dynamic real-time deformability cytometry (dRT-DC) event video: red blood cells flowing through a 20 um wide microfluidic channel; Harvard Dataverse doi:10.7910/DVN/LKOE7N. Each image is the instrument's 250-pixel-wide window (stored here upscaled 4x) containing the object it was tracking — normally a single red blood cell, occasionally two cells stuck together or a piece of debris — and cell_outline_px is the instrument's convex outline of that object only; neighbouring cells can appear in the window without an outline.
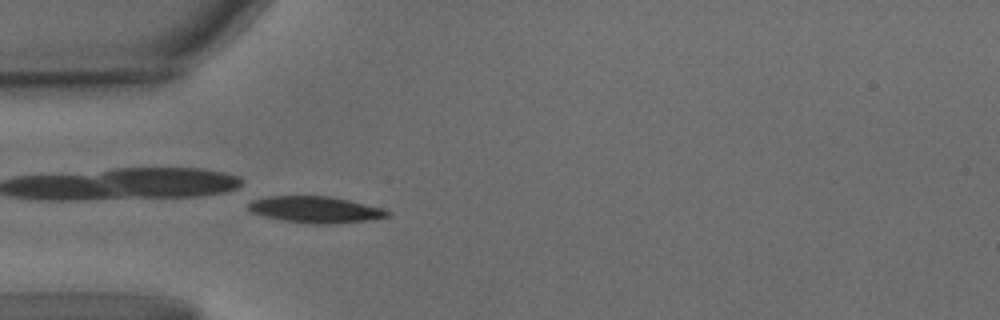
{"species": "common noctule bat (a hibernating species)", "species_latin": "Nyctalus noctula", "temperature_condition": "warm", "stored_images_in_passage": 45, "camera_frame_rate_fps": 3000, "um_per_image_px": 0.085, "animal": {"sex": "male", "body_mass_g": 15.6}, "frame": {"image": 1, "passage_image": 8, "time_ms": 2.333, "image_size_px": [1000, 320], "cell_outline_px": [[392, 216], [368, 220], [328, 224], [312, 224], [284, 220], [264, 216], [252, 212], [248, 208], [248, 204], [252, 200], [268, 196], [328, 196], [348, 200], [380, 208], [392, 212]], "centroid_in_image_um": [26.82, 17.81], "position_along_channel_um": 58.2, "area_um2": 21.21}}
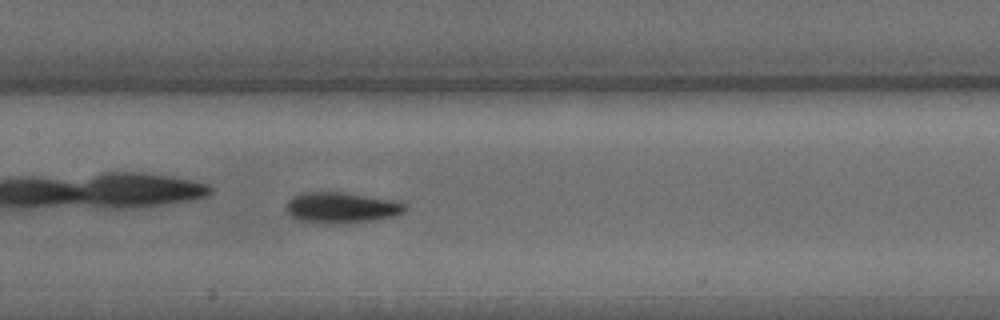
{"frame": {"image": 2, "passage_image": 19, "time_ms": 6.0, "image_size_px": [1000, 320], "cell_outline_px": [[404, 212], [392, 216], [376, 220], [328, 224], [300, 220], [292, 216], [284, 208], [288, 200], [292, 196], [304, 192], [344, 192], [392, 200], [404, 204]], "centroid_in_image_um": [28.96, 17.64], "position_along_channel_um": 178.4, "area_um2": 21.1}}
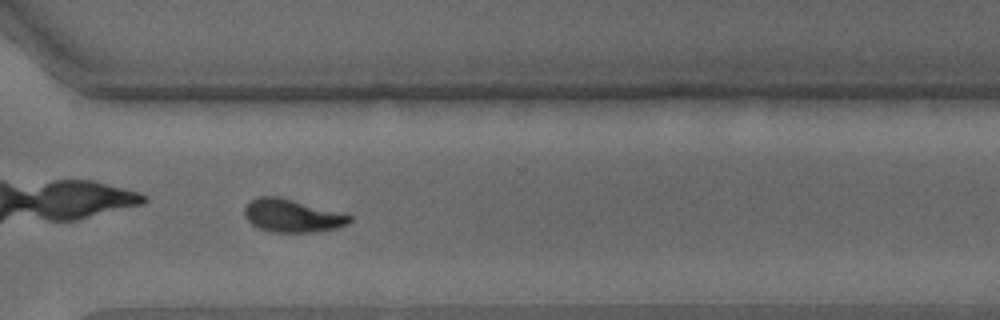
{"frame": {"image": 3, "passage_image": 34, "time_ms": 11.0, "image_size_px": [1000, 320], "cell_outline_px": [[352, 220], [348, 224], [336, 228], [312, 232], [272, 232], [260, 228], [252, 224], [244, 216], [244, 208], [252, 200], [260, 196], [280, 196], [352, 216]], "centroid_in_image_um": [24.82, 18.33], "position_along_channel_um": 345.8, "area_um2": 19.94}, "authors_computed_cell_mechanics": {"area_um2": 20.3456, "velocity_mm_per_s": 3.3526, "shape_relaxation_time_tau1_ms": 3.3706, "shape_relaxation_time_tau2_ms": 1.742, "deformation_change_tau1": 0.1453, "deformation_change_tau2": 0.0641}}